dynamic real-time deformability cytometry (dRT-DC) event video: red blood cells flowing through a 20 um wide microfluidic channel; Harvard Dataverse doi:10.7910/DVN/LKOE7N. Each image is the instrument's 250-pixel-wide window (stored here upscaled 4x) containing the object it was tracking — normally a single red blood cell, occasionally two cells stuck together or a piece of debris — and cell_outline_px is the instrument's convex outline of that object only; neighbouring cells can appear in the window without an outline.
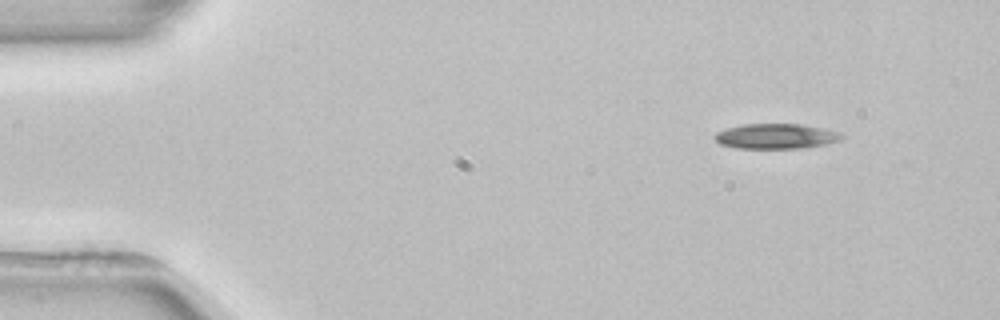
{"species": "common noctule bat (a hibernating species)", "species_latin": "Nyctalus noctula", "temperature_condition": "room temperature", "stored_images_in_passage": 3, "camera_frame_rate_fps": 3000, "um_per_image_px": 0.085, "animal": {"sex": "female", "body_mass_g": 22.7, "forearm_length_mm": 54.2}, "frame": {"image": 1, "passage_image": 1, "time_ms": 0.0, "image_size_px": [1000, 320], "cell_outline_px": [[844, 136], [840, 140], [824, 144], [804, 148], [736, 148], [720, 144], [712, 136], [716, 132], [728, 128], [744, 124], [804, 124], [824, 128], [840, 132]], "centroid_in_image_um": [65.96, 11.57], "position_along_channel_um": 19.0, "area_um2": 18.61}}